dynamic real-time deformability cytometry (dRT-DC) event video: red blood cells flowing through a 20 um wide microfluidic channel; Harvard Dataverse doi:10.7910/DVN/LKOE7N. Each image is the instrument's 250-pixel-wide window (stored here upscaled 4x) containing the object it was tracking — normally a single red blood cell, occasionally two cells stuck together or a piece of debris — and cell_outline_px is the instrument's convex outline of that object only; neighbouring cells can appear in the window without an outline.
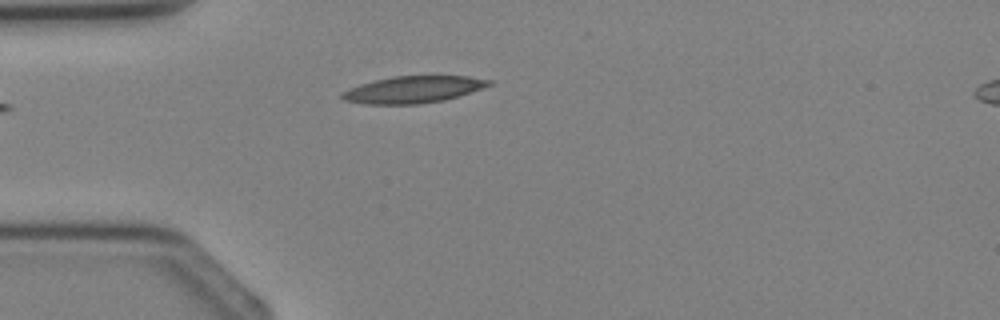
{"species": "Egyptian fruit bat (a non-hibernating species)", "species_latin": "Rousettus aegyptiacus", "temperature_condition": "cold", "stored_images_in_passage": 4, "segment_of_instrument_passage": [1, 2], "camera_frame_rate_fps": 3000, "um_per_image_px": 0.085, "animal": {"sex": "female"}, "frame": {"image": 1, "passage_image": 3, "time_ms": 2.333, "image_size_px": [1000, 320], "cell_outline_px": [[492, 84], [444, 100], [420, 104], [364, 104], [344, 100], [340, 96], [340, 92], [360, 84], [392, 76], [468, 76], [492, 80]], "centroid_in_image_um": [35.06, 7.61], "position_along_channel_um": 49.9, "area_um2": 22.77}}